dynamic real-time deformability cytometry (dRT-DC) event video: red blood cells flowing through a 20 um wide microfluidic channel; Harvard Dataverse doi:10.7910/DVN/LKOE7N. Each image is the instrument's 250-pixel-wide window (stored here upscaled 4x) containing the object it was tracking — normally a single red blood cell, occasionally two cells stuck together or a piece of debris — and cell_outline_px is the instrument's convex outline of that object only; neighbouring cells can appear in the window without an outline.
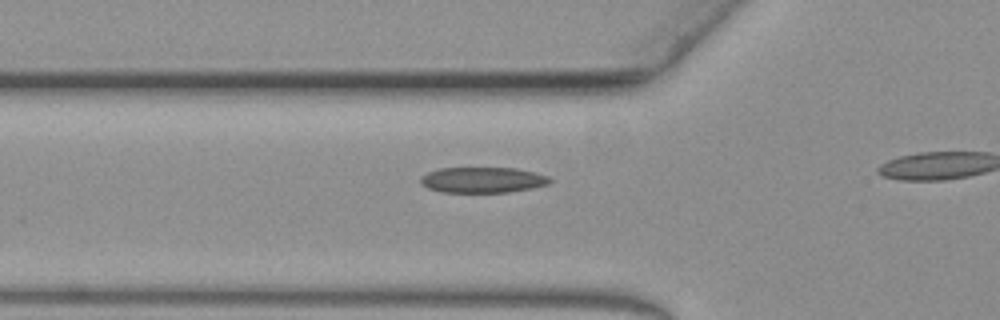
{"species": "common noctule bat (a hibernating species)", "species_latin": "Nyctalus noctula", "temperature_condition": "warm", "stored_images_in_passage": 3, "camera_frame_rate_fps": 3000, "um_per_image_px": 0.085, "animal": {"sex": "female", "body_mass_g": 19.3, "forearm_length_mm": 54.1}, "frame": {"image": 1, "passage_image": 2, "time_ms": 0.333, "image_size_px": [1000, 320], "cell_outline_px": [[552, 180], [548, 184], [532, 188], [508, 192], [440, 192], [428, 188], [420, 184], [420, 176], [428, 172], [440, 168], [516, 168], [536, 172], [548, 176]], "centroid_in_image_um": [41.01, 15.29], "position_along_channel_um": 84.8, "area_um2": 19.42}}